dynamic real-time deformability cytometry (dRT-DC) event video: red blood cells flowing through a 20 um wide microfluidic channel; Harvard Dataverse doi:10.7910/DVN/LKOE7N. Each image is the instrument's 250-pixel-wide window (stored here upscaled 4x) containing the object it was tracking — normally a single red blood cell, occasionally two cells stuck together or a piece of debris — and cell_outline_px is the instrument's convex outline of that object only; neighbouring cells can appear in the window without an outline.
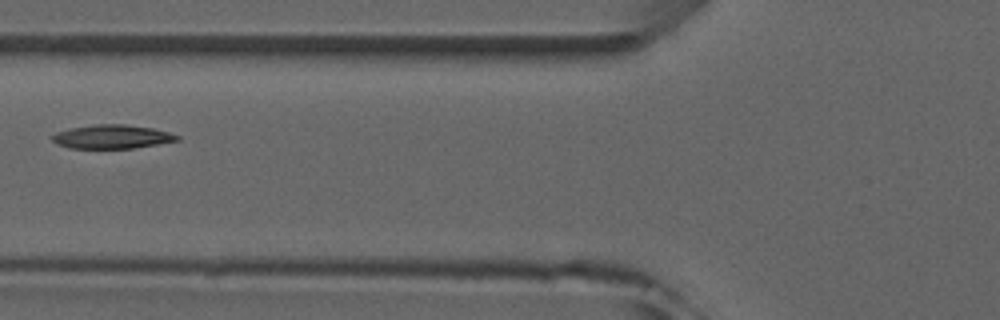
{"species": "common noctule bat (a hibernating species)", "species_latin": "Nyctalus noctula", "temperature_condition": "room temperature", "stored_images_in_passage": 6, "camera_frame_rate_fps": 3000, "um_per_image_px": 0.085, "animal": {"sex": "male", "forearm_length_mm": 52.5}, "frame": {"image": 1, "passage_image": 4, "time_ms": 3.667, "image_size_px": [1000, 320], "cell_outline_px": [[180, 140], [132, 148], [68, 148], [56, 144], [52, 140], [52, 136], [56, 132], [72, 128], [96, 124], [124, 124], [152, 128], [168, 132], [180, 136]], "centroid_in_image_um": [9.51, 11.62], "position_along_channel_um": 116.3, "area_um2": 17.17}}
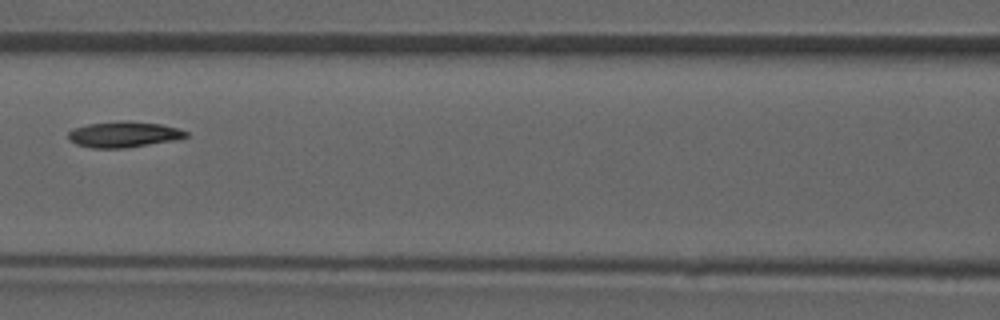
{"frame": {"image": 2, "passage_image": 5, "time_ms": 4.667, "image_size_px": [1000, 320], "cell_outline_px": [[188, 136], [176, 140], [124, 148], [92, 148], [76, 144], [68, 140], [68, 132], [72, 128], [88, 124], [120, 120], [128, 120], [160, 124], [176, 128], [188, 132]], "centroid_in_image_um": [10.48, 11.42], "position_along_channel_um": 156.1, "area_um2": 17.86}}